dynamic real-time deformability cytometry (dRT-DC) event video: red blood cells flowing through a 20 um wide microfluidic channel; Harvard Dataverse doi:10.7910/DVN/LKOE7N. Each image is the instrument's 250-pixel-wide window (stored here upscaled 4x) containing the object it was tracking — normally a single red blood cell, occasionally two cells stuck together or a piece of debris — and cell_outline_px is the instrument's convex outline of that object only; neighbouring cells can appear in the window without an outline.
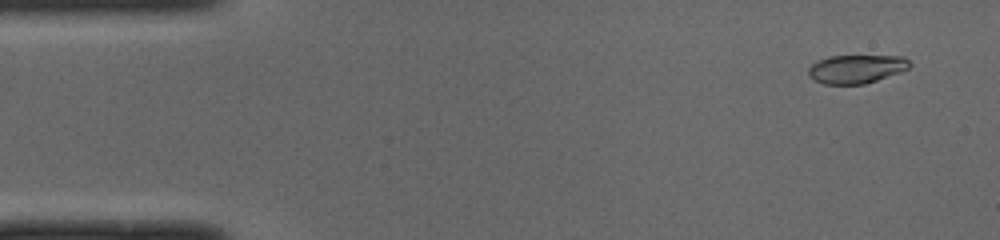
{"species": "common noctule bat (a hibernating species)", "species_latin": "Nyctalus noctula", "temperature_condition": "cold", "stored_images_in_passage": 49, "camera_frame_rate_fps": 3000, "um_per_image_px": 0.085, "animal": {"sex": "male", "body_mass_g": 19.0, "forearm_length_mm": 50.8}, "frame": {"image": 1, "passage_image": 3, "time_ms": 0.667, "image_size_px": [1000, 240], "cell_outline_px": [[912, 64], [908, 68], [900, 72], [864, 84], [824, 84], [808, 76], [808, 68], [812, 64], [828, 56], [904, 56]], "centroid_in_image_um": [72.79, 5.86], "position_along_channel_um": 12.2, "area_um2": 16.7}}
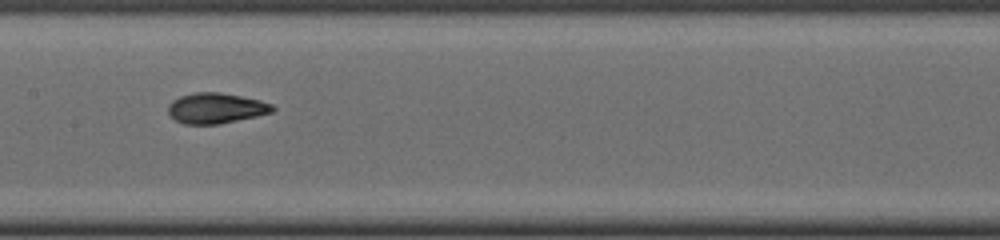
{"frame": {"image": 2, "passage_image": 24, "time_ms": 7.667, "image_size_px": [1000, 240], "cell_outline_px": [[276, 108], [272, 112], [256, 116], [220, 124], [184, 124], [176, 120], [168, 112], [168, 104], [172, 100], [180, 96], [196, 92], [220, 92], [260, 100], [272, 104]], "centroid_in_image_um": [18.35, 9.19], "position_along_channel_um": 189.0, "area_um2": 18.5}}
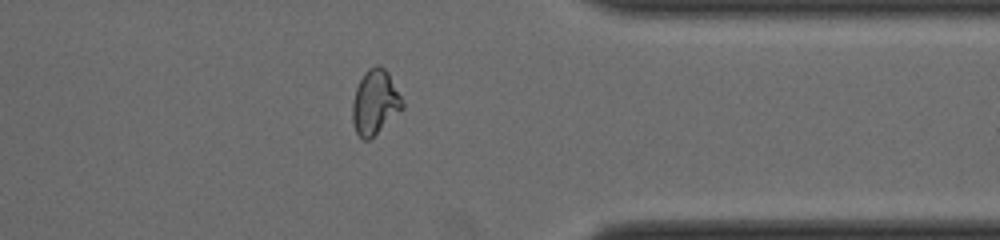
{"frame": {"image": 3, "passage_image": 39, "time_ms": 12.667, "image_size_px": [1000, 240], "cell_outline_px": [[404, 108], [368, 140], [364, 140], [356, 132], [352, 120], [352, 100], [356, 88], [364, 72], [368, 68], [376, 64], [380, 64], [388, 72], [404, 100]], "centroid_in_image_um": [31.88, 8.65], "position_along_channel_um": 379.5, "area_um2": 18.9}, "authors_computed_cell_mechanics": {"area_um2": 18.2648, "velocity_mm_per_s": 4.0286, "shape_relaxation_time_tau1_ms": 3.6749, "shape_relaxation_time_tau2_ms": 1.9117, "deformation_change_tau1": 0.1848, "deformation_change_tau2": 0.0545}}